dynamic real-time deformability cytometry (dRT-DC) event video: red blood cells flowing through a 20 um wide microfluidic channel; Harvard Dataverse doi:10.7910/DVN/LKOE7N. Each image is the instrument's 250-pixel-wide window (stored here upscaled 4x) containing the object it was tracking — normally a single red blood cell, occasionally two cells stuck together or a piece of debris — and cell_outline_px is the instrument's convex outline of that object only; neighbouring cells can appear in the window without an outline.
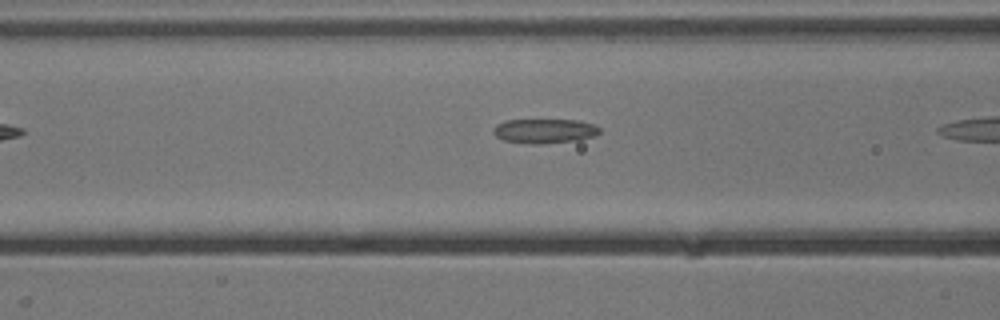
{"species": "common noctule bat (a hibernating species)", "species_latin": "Nyctalus noctula", "temperature_condition": "cold", "stored_images_in_passage": 8, "camera_frame_rate_fps": 3000, "um_per_image_px": 0.085, "animal": {"sex": "male", "body_mass_g": 13.3}, "frame": {"image": 1, "passage_image": 6, "time_ms": 1.667, "image_size_px": [1000, 320], "cell_outline_px": [[600, 132], [596, 136], [580, 140], [540, 144], [532, 144], [504, 140], [496, 136], [492, 132], [492, 128], [496, 124], [504, 120], [576, 120], [596, 124], [600, 128]], "centroid_in_image_um": [46.3, 11.13], "position_along_channel_um": 120.3, "area_um2": 15.37}}